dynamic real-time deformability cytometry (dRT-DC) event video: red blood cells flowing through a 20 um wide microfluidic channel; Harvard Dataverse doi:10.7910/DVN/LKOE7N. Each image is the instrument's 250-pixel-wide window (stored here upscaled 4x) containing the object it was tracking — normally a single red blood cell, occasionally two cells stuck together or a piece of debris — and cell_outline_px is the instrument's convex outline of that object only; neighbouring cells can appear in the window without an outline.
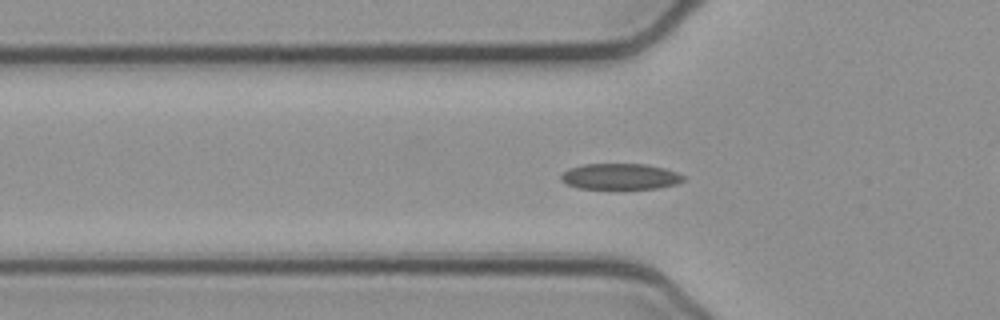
{"species": "common noctule bat (a hibernating species)", "species_latin": "Nyctalus noctula", "temperature_condition": "cold", "stored_images_in_passage": 40, "camera_frame_rate_fps": 3000, "um_per_image_px": 0.085, "animal": {"sex": "female", "body_mass_g": 21.9}, "frame": {"image": 1, "passage_image": 4, "time_ms": 1.0, "image_size_px": [1000, 320], "cell_outline_px": [[684, 180], [676, 184], [656, 188], [576, 188], [560, 180], [560, 176], [568, 168], [584, 164], [644, 164], [664, 168], [676, 172], [684, 176]], "centroid_in_image_um": [52.69, 14.99], "position_along_channel_um": 73.1, "area_um2": 18.32}}
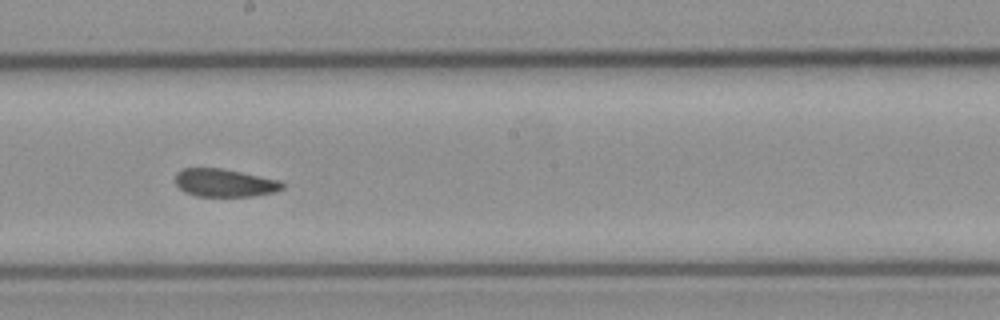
{"frame": {"image": 2, "passage_image": 16, "time_ms": 5.0, "image_size_px": [1000, 320], "cell_outline_px": [[284, 188], [276, 192], [252, 196], [196, 196], [184, 192], [176, 184], [176, 172], [184, 168], [220, 168], [280, 180], [284, 184]], "centroid_in_image_um": [19.09, 15.55], "position_along_channel_um": 229.1, "area_um2": 17.4}}
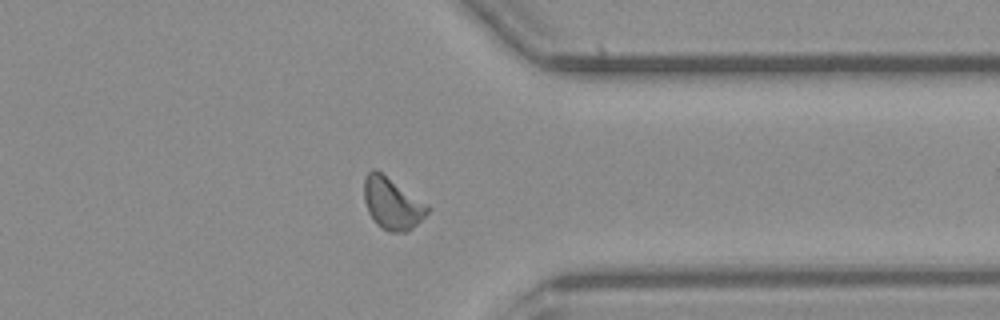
{"frame": {"image": 3, "passage_image": 28, "time_ms": 9.0, "image_size_px": [1000, 320], "cell_outline_px": [[432, 208], [408, 232], [388, 232], [376, 224], [368, 212], [364, 200], [364, 180], [368, 172], [372, 168], [376, 168], [428, 204]], "centroid_in_image_um": [33.33, 17.28], "position_along_channel_um": 378.1, "area_um2": 19.31}, "authors_computed_cell_mechanics": {"area_um2": 18.207, "velocity_mm_per_s": 3.8677, "shape_relaxation_time_tau1_ms": 4.8817, "shape_relaxation_time_tau2_ms": 2.3112, "deformation_change_tau1": 0.112, "deformation_change_tau2": 0.0714}}